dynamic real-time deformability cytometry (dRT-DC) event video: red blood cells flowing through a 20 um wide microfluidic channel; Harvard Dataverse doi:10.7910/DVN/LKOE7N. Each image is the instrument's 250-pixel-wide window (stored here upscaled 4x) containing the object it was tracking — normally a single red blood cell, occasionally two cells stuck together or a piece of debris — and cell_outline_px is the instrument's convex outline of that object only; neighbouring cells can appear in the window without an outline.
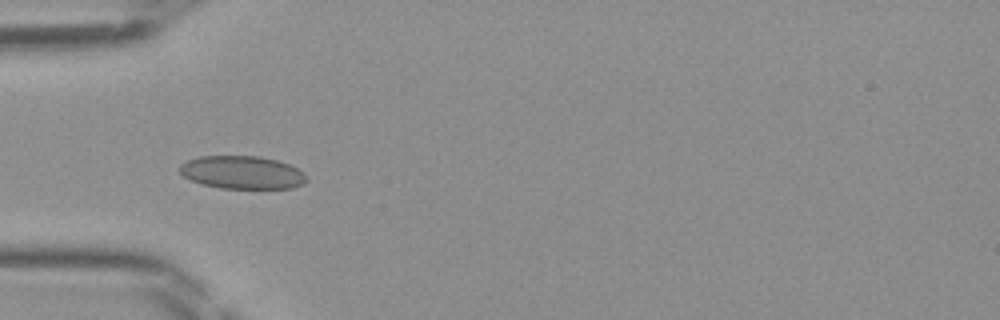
{"species": "Egyptian fruit bat (a non-hibernating species)", "species_latin": "Rousettus aegyptiacus", "temperature_condition": "room temperature", "stored_images_in_passage": 36, "camera_frame_rate_fps": 3000, "um_per_image_px": 0.085, "frame": {"image": 1, "passage_image": 4, "time_ms": 1.0, "image_size_px": [1000, 320], "cell_outline_px": [[308, 180], [304, 184], [292, 188], [220, 188], [204, 184], [192, 180], [184, 176], [180, 172], [180, 164], [188, 160], [200, 156], [260, 156], [276, 160], [288, 164], [304, 172], [308, 176]], "centroid_in_image_um": [20.63, 14.65], "position_along_channel_um": 64.4, "area_um2": 24.33}}
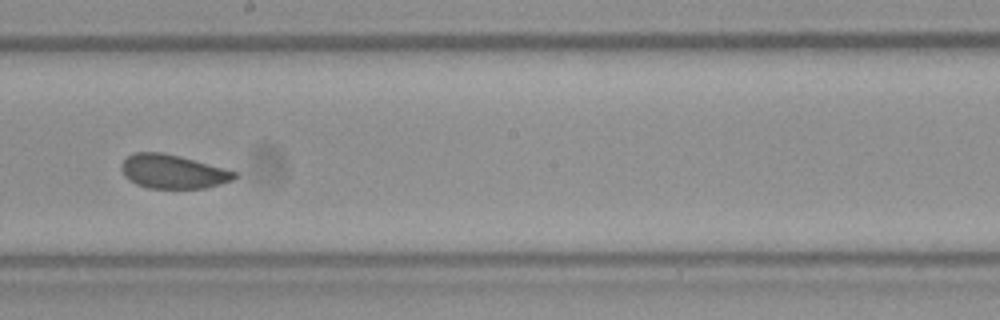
{"frame": {"image": 2, "passage_image": 16, "time_ms": 5.0, "image_size_px": [1000, 320], "cell_outline_px": [[236, 176], [232, 180], [220, 184], [204, 188], [148, 188], [136, 184], [128, 180], [124, 176], [120, 168], [120, 164], [128, 156], [136, 152], [160, 152], [180, 156], [236, 172]], "centroid_in_image_um": [14.63, 14.59], "position_along_channel_um": 233.6, "area_um2": 22.14}}
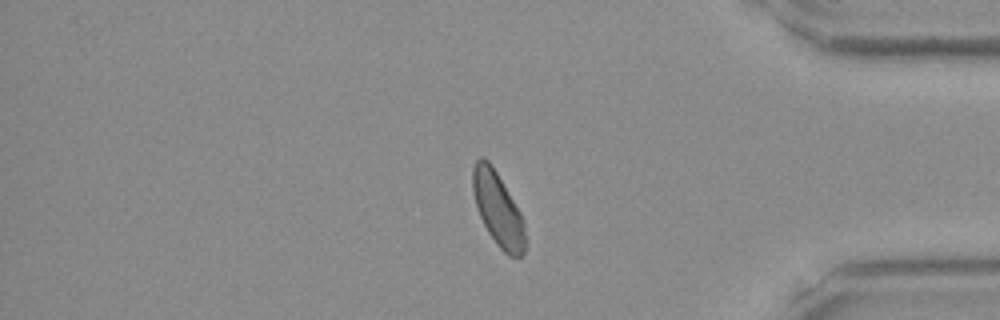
{"frame": {"image": 3, "passage_image": 29, "time_ms": 9.333, "image_size_px": [1000, 320], "cell_outline_px": [[528, 244], [524, 252], [520, 256], [508, 256], [496, 244], [488, 232], [476, 208], [472, 192], [472, 168], [476, 160], [480, 156], [484, 156], [488, 160], [496, 172], [520, 212], [524, 224]], "centroid_in_image_um": [42.32, 17.79], "position_along_channel_um": 392.9, "area_um2": 22.66}}